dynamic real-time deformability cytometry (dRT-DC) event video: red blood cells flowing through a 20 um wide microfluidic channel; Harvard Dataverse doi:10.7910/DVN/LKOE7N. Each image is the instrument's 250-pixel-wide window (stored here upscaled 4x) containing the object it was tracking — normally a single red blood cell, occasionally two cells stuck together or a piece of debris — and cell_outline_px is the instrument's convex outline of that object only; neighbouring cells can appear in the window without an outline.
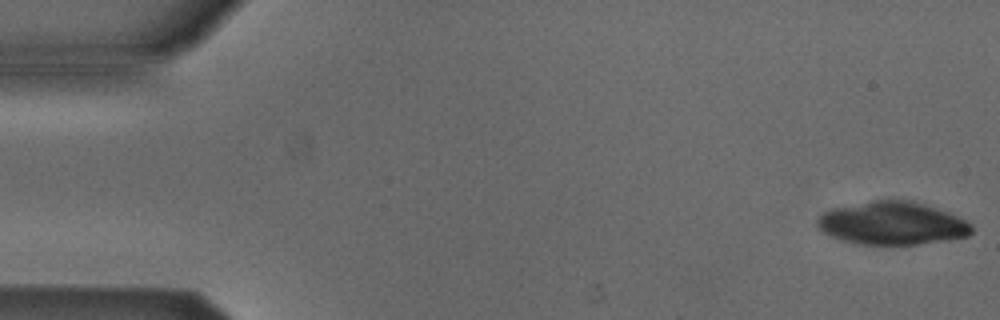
{"species": "Egyptian fruit bat (a non-hibernating species)", "species_latin": "Rousettus aegyptiacus", "temperature_condition": "cold", "stored_images_in_passage": 5, "camera_frame_rate_fps": 3000, "um_per_image_px": 0.085, "animal": {"sex": "male"}, "frame": {"image": 1, "passage_image": 1, "time_ms": 0.0, "image_size_px": [1000, 320], "cell_outline_px": [[972, 232], [968, 236], [948, 240], [916, 244], [856, 244], [832, 236], [824, 232], [816, 224], [816, 220], [824, 212], [832, 208], [872, 200], [912, 200], [948, 212], [968, 220], [972, 224]], "centroid_in_image_um": [75.87, 18.97], "position_along_channel_um": 9.1, "area_um2": 38.61}}